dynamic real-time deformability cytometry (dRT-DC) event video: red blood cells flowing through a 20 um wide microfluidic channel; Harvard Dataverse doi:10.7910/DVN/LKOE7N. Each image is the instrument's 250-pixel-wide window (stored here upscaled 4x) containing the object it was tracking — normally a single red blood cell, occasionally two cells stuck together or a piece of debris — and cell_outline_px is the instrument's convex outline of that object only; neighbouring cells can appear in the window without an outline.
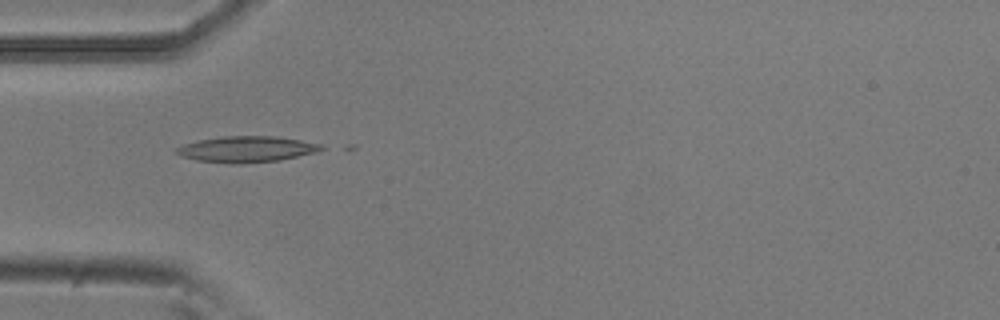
{"species": "common noctule bat (a hibernating species)", "species_latin": "Nyctalus noctula", "temperature_condition": "room temperature", "stored_images_in_passage": 11, "camera_frame_rate_fps": 3000, "um_per_image_px": 0.085, "animal": {"sex": "male", "body_mass_g": 20.5, "forearm_length_mm": 52.5}, "frame": {"image": 1, "passage_image": 9, "time_ms": 2.667, "image_size_px": [1000, 320], "cell_outline_px": [[324, 148], [316, 152], [280, 160], [240, 164], [236, 164], [196, 160], [180, 156], [176, 152], [176, 148], [184, 144], [200, 140], [224, 136], [276, 136], [324, 144]], "centroid_in_image_um": [20.98, 12.68], "position_along_channel_um": 64.0, "area_um2": 21.91}}